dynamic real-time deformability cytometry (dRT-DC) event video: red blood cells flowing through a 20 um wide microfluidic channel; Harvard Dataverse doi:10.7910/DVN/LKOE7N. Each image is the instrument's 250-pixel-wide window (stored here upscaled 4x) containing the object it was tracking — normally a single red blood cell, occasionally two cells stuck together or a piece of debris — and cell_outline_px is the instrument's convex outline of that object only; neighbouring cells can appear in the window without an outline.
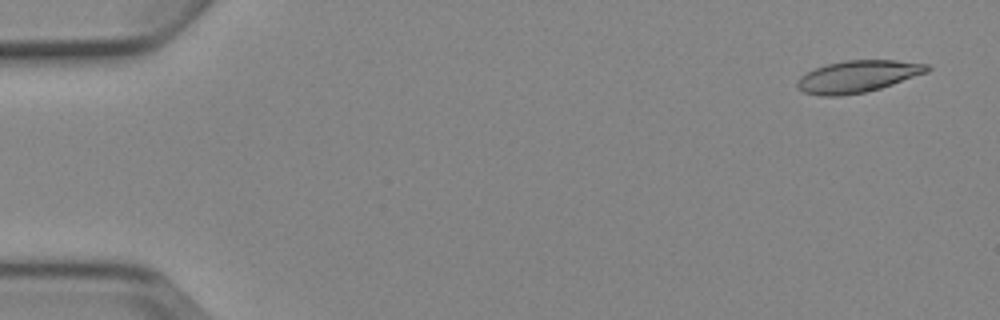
{"species": "Egyptian fruit bat (a non-hibernating species)", "species_latin": "Rousettus aegyptiacus", "temperature_condition": "cold", "stored_images_in_passage": 8, "camera_frame_rate_fps": 3000, "um_per_image_px": 0.085, "animal": {"sex": "female"}, "frame": {"image": 1, "passage_image": 1, "time_ms": 0.0, "image_size_px": [1000, 320], "cell_outline_px": [[932, 68], [928, 72], [880, 88], [864, 92], [840, 96], [820, 96], [804, 92], [796, 88], [796, 80], [800, 76], [816, 68], [828, 64], [844, 60], [896, 60], [928, 64]], "centroid_in_image_um": [72.89, 6.5], "position_along_channel_um": 12.1, "area_um2": 24.16}}
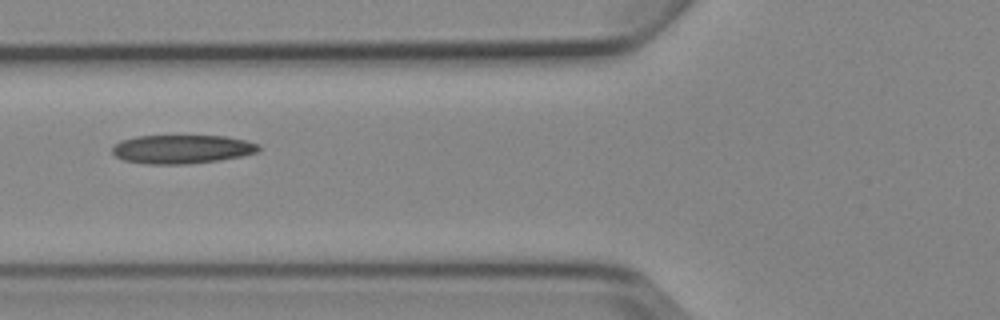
{"frame": {"image": 2, "passage_image": 6, "time_ms": 6.0, "image_size_px": [1000, 320], "cell_outline_px": [[260, 152], [220, 160], [188, 164], [148, 164], [124, 160], [116, 156], [112, 152], [112, 144], [120, 140], [136, 136], [224, 136], [244, 140], [260, 144]], "centroid_in_image_um": [15.45, 12.68], "position_along_channel_um": 110.3, "area_um2": 24.62}}
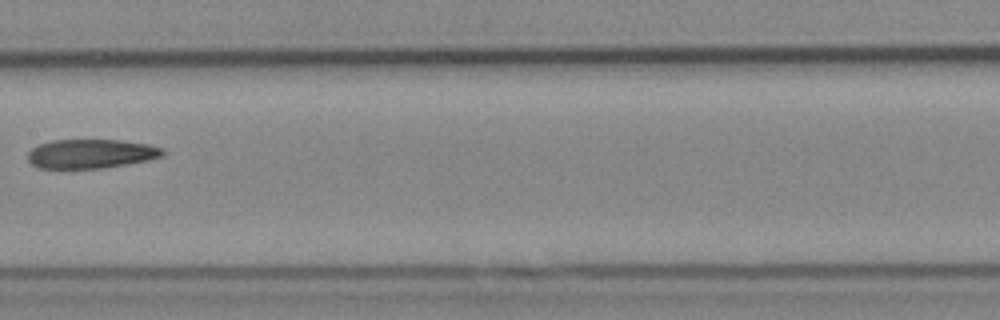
{"frame": {"image": 3, "passage_image": 8, "time_ms": 8.333, "image_size_px": [1000, 320], "cell_outline_px": [[164, 156], [148, 160], [104, 168], [40, 168], [32, 164], [28, 160], [28, 152], [32, 148], [40, 144], [52, 140], [120, 140], [148, 144], [164, 148]], "centroid_in_image_um": [7.75, 13.06], "position_along_channel_um": 199.6, "area_um2": 22.89}}